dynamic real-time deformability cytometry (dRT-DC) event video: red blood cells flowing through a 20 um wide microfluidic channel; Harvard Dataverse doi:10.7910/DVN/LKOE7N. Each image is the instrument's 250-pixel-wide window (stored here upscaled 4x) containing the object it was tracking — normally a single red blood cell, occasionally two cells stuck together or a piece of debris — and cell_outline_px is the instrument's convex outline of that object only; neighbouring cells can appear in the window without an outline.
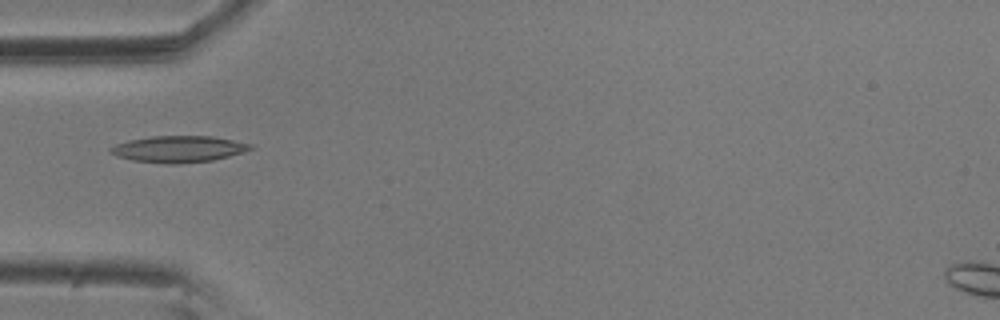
{"species": "common noctule bat (a hibernating species)", "species_latin": "Nyctalus noctula", "temperature_condition": "room temperature", "stored_images_in_passage": 7, "camera_frame_rate_fps": 3000, "um_per_image_px": 0.085, "animal": {"sex": "male", "body_mass_g": 20.5, "forearm_length_mm": 52.5}, "frame": {"image": 1, "passage_image": 5, "time_ms": 1.333, "image_size_px": [1000, 320], "cell_outline_px": [[256, 148], [244, 152], [212, 160], [176, 164], [172, 164], [132, 160], [116, 156], [108, 152], [108, 148], [116, 144], [128, 140], [152, 136], [212, 136], [252, 144]], "centroid_in_image_um": [15.16, 12.66], "position_along_channel_um": 69.8, "area_um2": 21.62}}
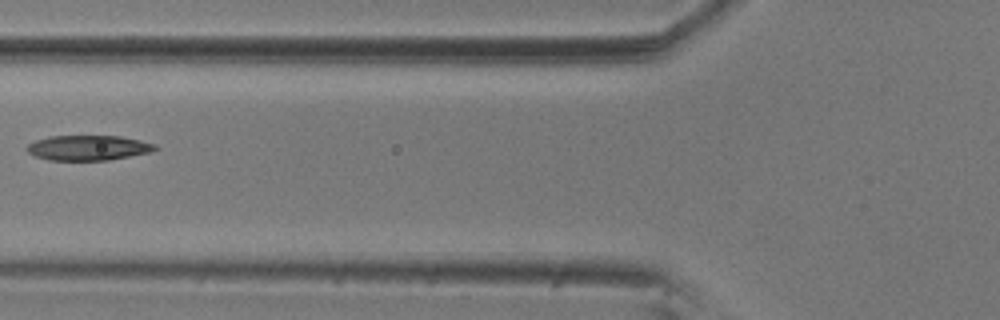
{"frame": {"image": 2, "passage_image": 6, "time_ms": 1.667, "image_size_px": [1000, 320], "cell_outline_px": [[160, 148], [152, 152], [108, 160], [48, 160], [36, 156], [28, 152], [24, 148], [28, 144], [36, 140], [48, 136], [120, 136], [140, 140], [156, 144]], "centroid_in_image_um": [7.52, 12.56], "position_along_channel_um": 118.3, "area_um2": 18.84}}
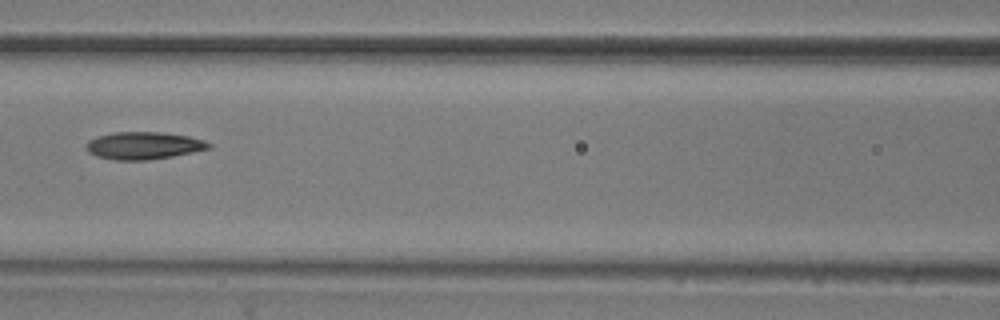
{"frame": {"image": 3, "passage_image": 7, "time_ms": 2.0, "image_size_px": [1000, 320], "cell_outline_px": [[212, 148], [172, 156], [148, 160], [116, 160], [96, 156], [88, 152], [84, 144], [88, 140], [96, 136], [112, 132], [160, 132], [188, 136], [204, 140], [212, 144]], "centroid_in_image_um": [12.18, 12.37], "position_along_channel_um": 154.4, "area_um2": 19.71}}